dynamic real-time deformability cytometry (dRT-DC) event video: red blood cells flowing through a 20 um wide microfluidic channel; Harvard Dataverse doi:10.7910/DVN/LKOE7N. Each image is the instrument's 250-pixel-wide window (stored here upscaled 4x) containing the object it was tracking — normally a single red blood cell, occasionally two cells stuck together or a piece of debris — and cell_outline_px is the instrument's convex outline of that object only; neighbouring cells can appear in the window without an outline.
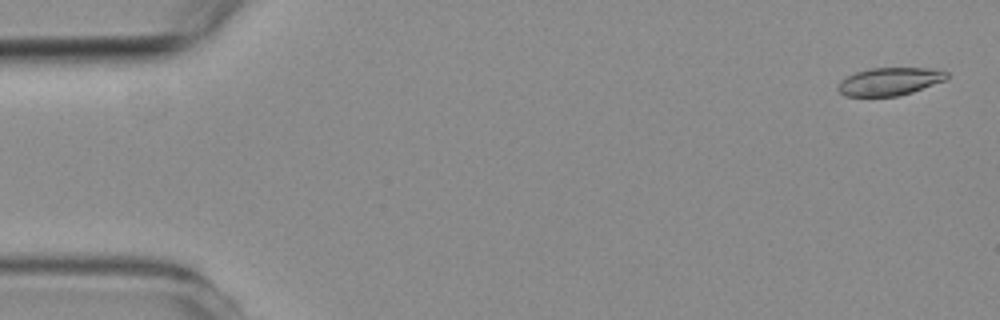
{"species": "common noctule bat (a hibernating species)", "species_latin": "Nyctalus noctula", "temperature_condition": "room temperature", "stored_images_in_passage": 5, "camera_frame_rate_fps": 3000, "um_per_image_px": 0.085, "animal": {"sex": "female", "body_mass_g": 19.3, "forearm_length_mm": 54.1}, "frame": {"image": 1, "passage_image": 1, "time_ms": 0.0, "image_size_px": [1000, 320], "cell_outline_px": [[948, 80], [900, 96], [844, 96], [836, 88], [840, 80], [856, 72], [868, 68], [932, 68], [948, 72]], "centroid_in_image_um": [75.64, 6.92], "position_along_channel_um": 9.4, "area_um2": 17.86}}
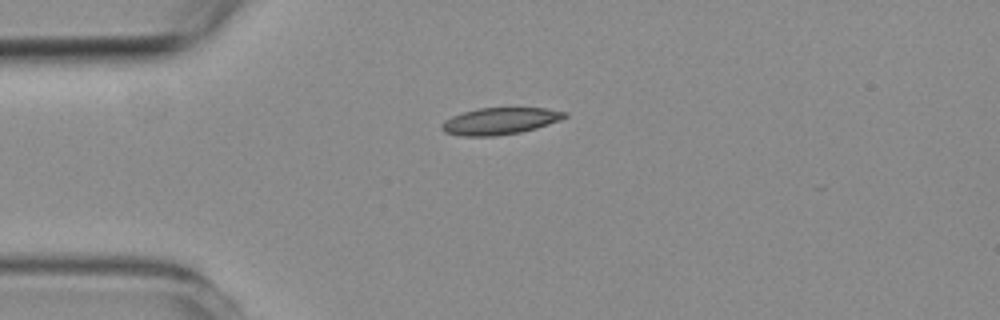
{"frame": {"image": 2, "passage_image": 4, "time_ms": 3.667, "image_size_px": [1000, 320], "cell_outline_px": [[568, 116], [560, 120], [536, 128], [520, 132], [496, 136], [460, 136], [444, 132], [440, 128], [440, 124], [444, 120], [452, 116], [464, 112], [480, 108], [544, 108], [568, 112]], "centroid_in_image_um": [42.47, 10.29], "position_along_channel_um": 42.5, "area_um2": 19.25}}